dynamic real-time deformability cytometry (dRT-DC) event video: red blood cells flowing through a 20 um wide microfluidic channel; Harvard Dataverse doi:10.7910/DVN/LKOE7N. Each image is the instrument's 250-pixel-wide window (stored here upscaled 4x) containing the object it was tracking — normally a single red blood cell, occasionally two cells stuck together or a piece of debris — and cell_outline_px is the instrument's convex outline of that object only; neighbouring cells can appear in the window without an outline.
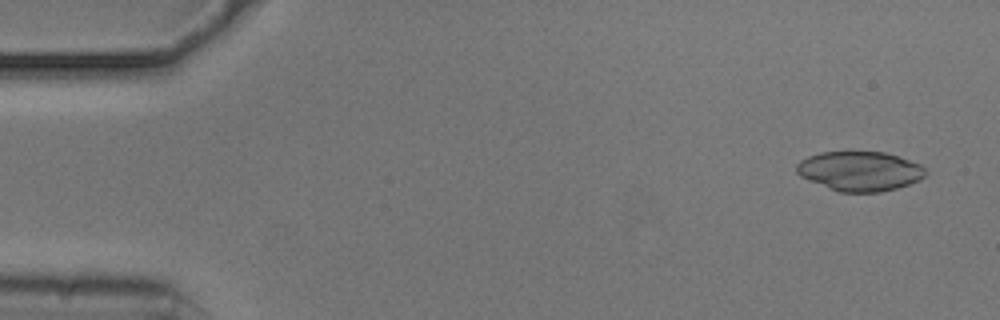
{"species": "common noctule bat (a hibernating species)", "species_latin": "Nyctalus noctula", "temperature_condition": "cold", "stored_images_in_passage": 53, "camera_frame_rate_fps": 3000, "um_per_image_px": 0.085, "animal": {"sex": "male", "body_mass_g": 20.5, "forearm_length_mm": 52.5}, "frame": {"image": 1, "passage_image": 3, "time_ms": 0.667, "image_size_px": [1000, 320], "cell_outline_px": [[924, 176], [920, 180], [896, 188], [880, 192], [840, 192], [808, 180], [800, 176], [796, 172], [796, 164], [800, 160], [808, 156], [820, 152], [884, 152], [900, 156], [920, 164], [924, 168]], "centroid_in_image_um": [73.06, 14.54], "position_along_channel_um": 11.9, "area_um2": 29.65}}